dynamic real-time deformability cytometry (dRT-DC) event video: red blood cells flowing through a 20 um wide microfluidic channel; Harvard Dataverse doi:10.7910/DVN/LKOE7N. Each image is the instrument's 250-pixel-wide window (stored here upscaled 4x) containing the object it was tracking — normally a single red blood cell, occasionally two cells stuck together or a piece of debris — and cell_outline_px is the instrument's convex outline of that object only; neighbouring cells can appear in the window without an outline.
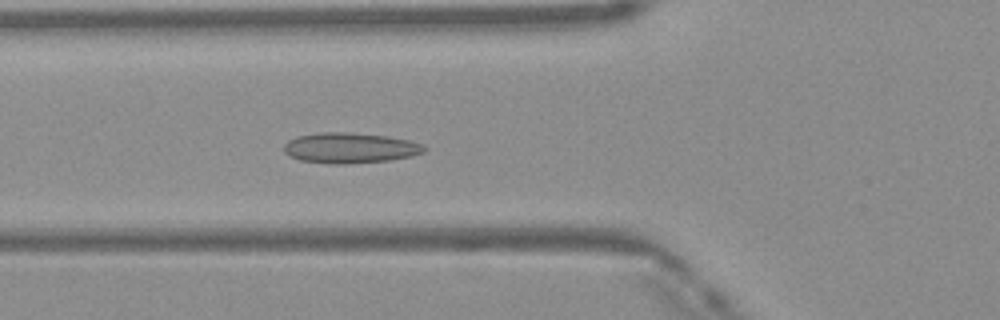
{"species": "Egyptian fruit bat (a non-hibernating species)", "species_latin": "Rousettus aegyptiacus", "temperature_condition": "warm", "stored_images_in_passage": 49, "camera_frame_rate_fps": 3000, "um_per_image_px": 0.085, "frame": {"image": 1, "passage_image": 18, "time_ms": 5.667, "image_size_px": [1000, 320], "cell_outline_px": [[428, 148], [424, 152], [412, 156], [388, 160], [348, 164], [328, 164], [300, 160], [284, 152], [284, 144], [288, 140], [296, 136], [320, 132], [344, 132], [384, 136], [408, 140], [424, 144]], "centroid_in_image_um": [29.75, 12.58], "position_along_channel_um": 96.1, "area_um2": 24.91}}
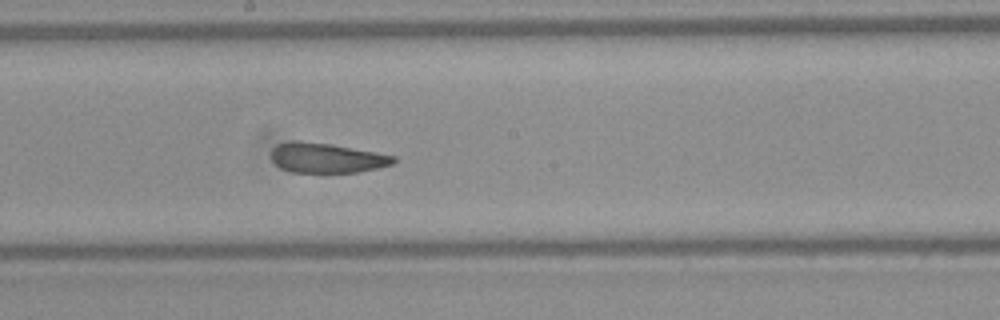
{"frame": {"image": 2, "passage_image": 27, "time_ms": 8.667, "image_size_px": [1000, 320], "cell_outline_px": [[396, 160], [392, 164], [360, 172], [292, 172], [280, 168], [272, 160], [272, 148], [276, 144], [292, 140], [300, 140], [332, 144], [376, 152], [396, 156]], "centroid_in_image_um": [27.74, 13.41], "position_along_channel_um": 220.5, "area_um2": 21.39}}
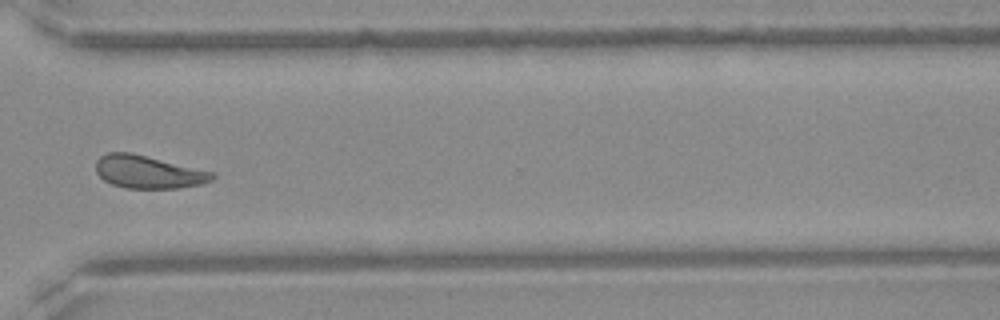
{"frame": {"image": 3, "passage_image": 37, "time_ms": 12.0, "image_size_px": [1000, 320], "cell_outline_px": [[216, 176], [212, 180], [204, 184], [180, 188], [124, 188], [112, 184], [104, 180], [96, 172], [96, 160], [100, 156], [108, 152], [132, 152], [216, 172]], "centroid_in_image_um": [12.65, 14.61], "position_along_channel_um": 358.0, "area_um2": 22.66}, "authors_computed_cell_mechanics": {"area_um2": 23.2356, "velocity_mm_per_s": 4.1243, "shape_relaxation_time_tau1_ms": 9.883, "shape_relaxation_time_tau2_ms": 1.6072, "deformation_change_tau1": 0.1777, "deformation_change_tau2": 0.0718}}